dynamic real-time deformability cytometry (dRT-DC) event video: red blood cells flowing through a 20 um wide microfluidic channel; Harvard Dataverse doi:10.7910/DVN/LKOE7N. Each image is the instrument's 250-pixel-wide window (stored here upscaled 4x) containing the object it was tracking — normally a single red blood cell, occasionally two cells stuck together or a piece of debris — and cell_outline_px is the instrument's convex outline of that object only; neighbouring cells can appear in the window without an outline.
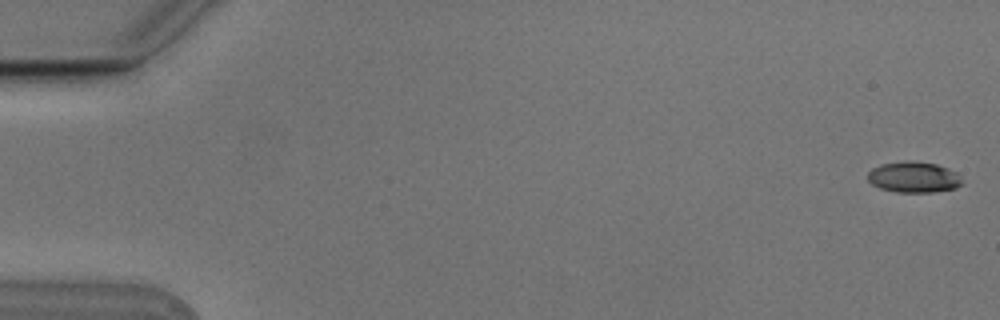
{"species": "Egyptian fruit bat (a non-hibernating species)", "species_latin": "Rousettus aegyptiacus", "temperature_condition": "cold", "stored_images_in_passage": 3, "camera_frame_rate_fps": 3000, "um_per_image_px": 0.085, "animal": {"sex": "male"}, "frame": {"image": 1, "passage_image": 1, "time_ms": 0.0, "image_size_px": [1000, 320], "cell_outline_px": [[964, 184], [956, 188], [932, 192], [896, 192], [880, 188], [872, 184], [868, 180], [868, 172], [872, 168], [880, 164], [904, 160], [936, 164], [948, 168], [956, 172], [960, 176]], "centroid_in_image_um": [77.67, 15.05], "position_along_channel_um": 7.3, "area_um2": 17.11}}